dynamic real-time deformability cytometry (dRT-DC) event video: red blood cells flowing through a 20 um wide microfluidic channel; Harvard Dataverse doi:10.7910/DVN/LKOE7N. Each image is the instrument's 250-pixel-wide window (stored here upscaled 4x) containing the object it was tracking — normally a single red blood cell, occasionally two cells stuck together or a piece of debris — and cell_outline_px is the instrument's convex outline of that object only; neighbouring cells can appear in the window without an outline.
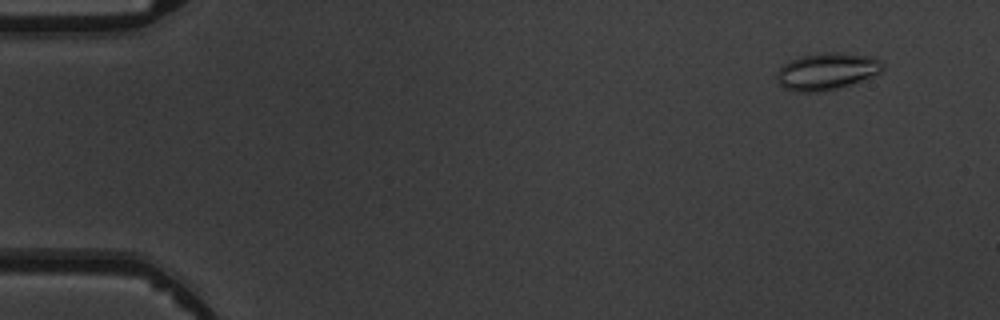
{"species": "common noctule bat (a hibernating species)", "species_latin": "Nyctalus noctula", "temperature_condition": "warm", "stored_images_in_passage": 5, "camera_frame_rate_fps": 3000, "um_per_image_px": 0.085, "animal": {"sex": "male", "body_mass_g": 19.5, "forearm_length_mm": 54.6}, "frame": {"image": 1, "passage_image": 2, "time_ms": 1.333, "image_size_px": [1000, 320], "cell_outline_px": [[884, 68], [880, 72], [872, 76], [836, 88], [816, 92], [796, 92], [784, 88], [776, 80], [776, 76], [780, 68], [784, 64], [800, 56], [828, 52], [840, 52], [872, 56], [880, 60], [884, 64]], "centroid_in_image_um": [70.27, 6.05], "position_along_channel_um": 14.7, "area_um2": 22.6}}
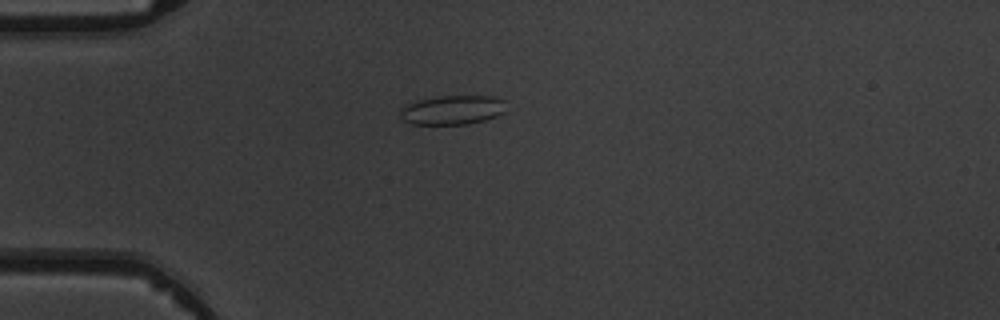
{"frame": {"image": 2, "passage_image": 5, "time_ms": 4.667, "image_size_px": [1000, 320], "cell_outline_px": [[504, 112], [496, 116], [484, 120], [468, 124], [412, 124], [404, 120], [400, 116], [400, 108], [404, 104], [416, 100], [440, 96], [492, 96], [504, 100]], "centroid_in_image_um": [38.41, 9.34], "position_along_channel_um": 46.6, "area_um2": 18.09}}